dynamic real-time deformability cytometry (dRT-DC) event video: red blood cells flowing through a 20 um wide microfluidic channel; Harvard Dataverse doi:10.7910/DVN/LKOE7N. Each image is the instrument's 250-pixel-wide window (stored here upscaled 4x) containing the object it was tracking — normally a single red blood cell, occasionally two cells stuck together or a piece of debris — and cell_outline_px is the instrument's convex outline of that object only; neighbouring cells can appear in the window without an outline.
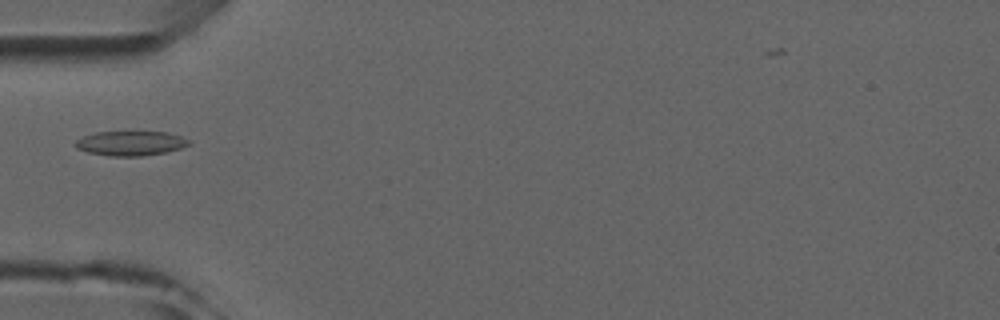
{"species": "common noctule bat (a hibernating species)", "species_latin": "Nyctalus noctula", "temperature_condition": "room temperature", "stored_images_in_passage": 5, "camera_frame_rate_fps": 3000, "um_per_image_px": 0.085, "animal": {"sex": "male", "forearm_length_mm": 52.5}, "frame": {"image": 1, "passage_image": 5, "time_ms": 4.667, "image_size_px": [1000, 320], "cell_outline_px": [[192, 140], [188, 144], [180, 148], [168, 152], [140, 156], [108, 156], [88, 152], [76, 148], [76, 140], [84, 136], [96, 132], [168, 132]], "centroid_in_image_um": [11.12, 12.18], "position_along_channel_um": 73.9, "area_um2": 16.18}}